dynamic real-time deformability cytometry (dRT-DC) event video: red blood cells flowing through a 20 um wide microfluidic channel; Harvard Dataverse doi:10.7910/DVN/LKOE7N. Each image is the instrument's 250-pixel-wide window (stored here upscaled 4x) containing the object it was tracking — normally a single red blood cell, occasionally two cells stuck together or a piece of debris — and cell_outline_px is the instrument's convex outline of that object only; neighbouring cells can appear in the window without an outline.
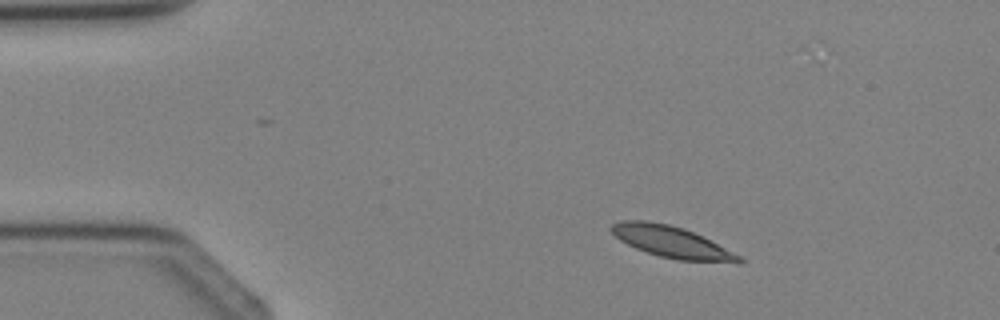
{"species": "Egyptian fruit bat (a non-hibernating species)", "species_latin": "Rousettus aegyptiacus", "temperature_condition": "cold", "stored_images_in_passage": 2, "camera_frame_rate_fps": 3000, "um_per_image_px": 0.085, "animal": {"sex": "female"}, "frame": {"image": 1, "passage_image": 1, "time_ms": 0.0, "image_size_px": [1000, 320], "cell_outline_px": [[744, 260], [740, 264], [680, 260], [660, 256], [636, 248], [620, 240], [608, 228], [612, 224], [620, 220], [648, 220], [668, 224], [684, 228], [704, 236], [740, 256]], "centroid_in_image_um": [57.12, 20.56], "position_along_channel_um": 27.9, "area_um2": 23.58}}